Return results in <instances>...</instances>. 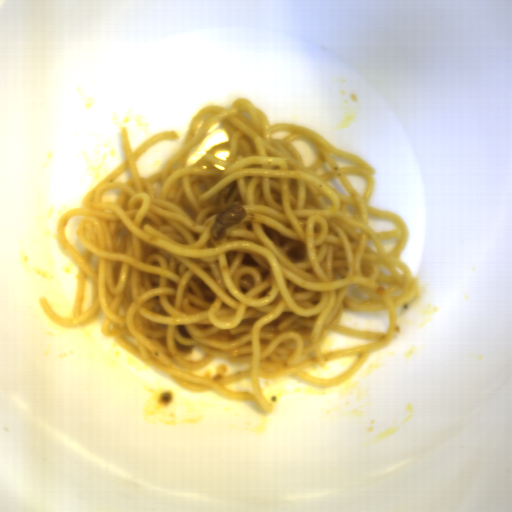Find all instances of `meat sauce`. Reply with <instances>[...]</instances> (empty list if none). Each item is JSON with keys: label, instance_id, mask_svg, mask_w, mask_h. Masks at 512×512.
Returning <instances> with one entry per match:
<instances>
[{"label": "meat sauce", "instance_id": "1", "mask_svg": "<svg viewBox=\"0 0 512 512\" xmlns=\"http://www.w3.org/2000/svg\"><path fill=\"white\" fill-rule=\"evenodd\" d=\"M247 216L245 208L239 201H234L222 214L216 218L215 224L209 231L211 240L218 241L226 228L239 225Z\"/></svg>", "mask_w": 512, "mask_h": 512}]
</instances>
